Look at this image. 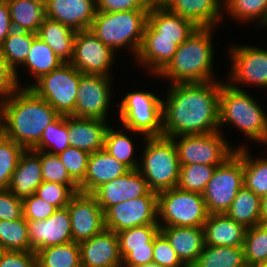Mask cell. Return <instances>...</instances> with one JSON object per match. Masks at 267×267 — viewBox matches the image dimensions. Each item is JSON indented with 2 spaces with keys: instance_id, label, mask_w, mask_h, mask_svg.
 I'll use <instances>...</instances> for the list:
<instances>
[{
  "instance_id": "be15d7a7",
  "label": "cell",
  "mask_w": 267,
  "mask_h": 267,
  "mask_svg": "<svg viewBox=\"0 0 267 267\" xmlns=\"http://www.w3.org/2000/svg\"><path fill=\"white\" fill-rule=\"evenodd\" d=\"M242 267H255V265L244 264Z\"/></svg>"
},
{
  "instance_id": "52a82bcc",
  "label": "cell",
  "mask_w": 267,
  "mask_h": 267,
  "mask_svg": "<svg viewBox=\"0 0 267 267\" xmlns=\"http://www.w3.org/2000/svg\"><path fill=\"white\" fill-rule=\"evenodd\" d=\"M162 101L152 91L128 92L121 103H117L119 121L128 130L125 133H137L143 139L163 136Z\"/></svg>"
},
{
  "instance_id": "836d02e7",
  "label": "cell",
  "mask_w": 267,
  "mask_h": 267,
  "mask_svg": "<svg viewBox=\"0 0 267 267\" xmlns=\"http://www.w3.org/2000/svg\"><path fill=\"white\" fill-rule=\"evenodd\" d=\"M61 61L54 51L41 40L38 36L33 40L30 53L25 62L21 65L33 75L34 80H38L41 76L49 74L54 69L58 68Z\"/></svg>"
},
{
  "instance_id": "5b68a950",
  "label": "cell",
  "mask_w": 267,
  "mask_h": 267,
  "mask_svg": "<svg viewBox=\"0 0 267 267\" xmlns=\"http://www.w3.org/2000/svg\"><path fill=\"white\" fill-rule=\"evenodd\" d=\"M148 12L149 10L97 11L89 29L114 52L126 48L136 57L142 44Z\"/></svg>"
},
{
  "instance_id": "1f68e13d",
  "label": "cell",
  "mask_w": 267,
  "mask_h": 267,
  "mask_svg": "<svg viewBox=\"0 0 267 267\" xmlns=\"http://www.w3.org/2000/svg\"><path fill=\"white\" fill-rule=\"evenodd\" d=\"M260 200L261 197L243 186L238 191L226 214L247 229L261 224Z\"/></svg>"
},
{
  "instance_id": "7402d4cb",
  "label": "cell",
  "mask_w": 267,
  "mask_h": 267,
  "mask_svg": "<svg viewBox=\"0 0 267 267\" xmlns=\"http://www.w3.org/2000/svg\"><path fill=\"white\" fill-rule=\"evenodd\" d=\"M108 120L67 116L70 146L89 153L104 149Z\"/></svg>"
},
{
  "instance_id": "83f0119b",
  "label": "cell",
  "mask_w": 267,
  "mask_h": 267,
  "mask_svg": "<svg viewBox=\"0 0 267 267\" xmlns=\"http://www.w3.org/2000/svg\"><path fill=\"white\" fill-rule=\"evenodd\" d=\"M147 22L157 31V38L177 39L178 46L198 28L193 21L171 13L165 7L150 8Z\"/></svg>"
},
{
  "instance_id": "d4e9b609",
  "label": "cell",
  "mask_w": 267,
  "mask_h": 267,
  "mask_svg": "<svg viewBox=\"0 0 267 267\" xmlns=\"http://www.w3.org/2000/svg\"><path fill=\"white\" fill-rule=\"evenodd\" d=\"M130 169L105 149L90 153L84 180L79 184L83 193H92L101 184L125 175Z\"/></svg>"
},
{
  "instance_id": "7dc6e473",
  "label": "cell",
  "mask_w": 267,
  "mask_h": 267,
  "mask_svg": "<svg viewBox=\"0 0 267 267\" xmlns=\"http://www.w3.org/2000/svg\"><path fill=\"white\" fill-rule=\"evenodd\" d=\"M153 263L169 267L185 266L167 239L159 232L154 238Z\"/></svg>"
},
{
  "instance_id": "4dcf8cb0",
  "label": "cell",
  "mask_w": 267,
  "mask_h": 267,
  "mask_svg": "<svg viewBox=\"0 0 267 267\" xmlns=\"http://www.w3.org/2000/svg\"><path fill=\"white\" fill-rule=\"evenodd\" d=\"M247 147L242 144L235 150L243 159L244 187L262 197L267 195V157L254 158Z\"/></svg>"
},
{
  "instance_id": "ffe728a7",
  "label": "cell",
  "mask_w": 267,
  "mask_h": 267,
  "mask_svg": "<svg viewBox=\"0 0 267 267\" xmlns=\"http://www.w3.org/2000/svg\"><path fill=\"white\" fill-rule=\"evenodd\" d=\"M177 49V39L157 38V31L147 22L141 47L133 59L156 76L168 65Z\"/></svg>"
},
{
  "instance_id": "9f6ffc18",
  "label": "cell",
  "mask_w": 267,
  "mask_h": 267,
  "mask_svg": "<svg viewBox=\"0 0 267 267\" xmlns=\"http://www.w3.org/2000/svg\"><path fill=\"white\" fill-rule=\"evenodd\" d=\"M13 30L11 24L10 11L6 0H0V47L4 43L5 38Z\"/></svg>"
},
{
  "instance_id": "7bdbcfd3",
  "label": "cell",
  "mask_w": 267,
  "mask_h": 267,
  "mask_svg": "<svg viewBox=\"0 0 267 267\" xmlns=\"http://www.w3.org/2000/svg\"><path fill=\"white\" fill-rule=\"evenodd\" d=\"M245 264L257 265L267 260V224L248 228L243 243Z\"/></svg>"
},
{
  "instance_id": "e7e4bbea",
  "label": "cell",
  "mask_w": 267,
  "mask_h": 267,
  "mask_svg": "<svg viewBox=\"0 0 267 267\" xmlns=\"http://www.w3.org/2000/svg\"><path fill=\"white\" fill-rule=\"evenodd\" d=\"M262 27L264 28H267V19L265 20L264 24L262 25Z\"/></svg>"
},
{
  "instance_id": "f35d334b",
  "label": "cell",
  "mask_w": 267,
  "mask_h": 267,
  "mask_svg": "<svg viewBox=\"0 0 267 267\" xmlns=\"http://www.w3.org/2000/svg\"><path fill=\"white\" fill-rule=\"evenodd\" d=\"M0 246L2 250L31 251L28 224L18 220H0Z\"/></svg>"
},
{
  "instance_id": "6125c7cd",
  "label": "cell",
  "mask_w": 267,
  "mask_h": 267,
  "mask_svg": "<svg viewBox=\"0 0 267 267\" xmlns=\"http://www.w3.org/2000/svg\"><path fill=\"white\" fill-rule=\"evenodd\" d=\"M255 267H267V260L255 265Z\"/></svg>"
},
{
  "instance_id": "816d5d0a",
  "label": "cell",
  "mask_w": 267,
  "mask_h": 267,
  "mask_svg": "<svg viewBox=\"0 0 267 267\" xmlns=\"http://www.w3.org/2000/svg\"><path fill=\"white\" fill-rule=\"evenodd\" d=\"M146 0H96V11L119 12L129 10H149Z\"/></svg>"
},
{
  "instance_id": "8992f818",
  "label": "cell",
  "mask_w": 267,
  "mask_h": 267,
  "mask_svg": "<svg viewBox=\"0 0 267 267\" xmlns=\"http://www.w3.org/2000/svg\"><path fill=\"white\" fill-rule=\"evenodd\" d=\"M144 141L145 147L137 170L147 181L149 189L159 193L175 188L181 165L173 139L159 136L145 137Z\"/></svg>"
},
{
  "instance_id": "c3c4849f",
  "label": "cell",
  "mask_w": 267,
  "mask_h": 267,
  "mask_svg": "<svg viewBox=\"0 0 267 267\" xmlns=\"http://www.w3.org/2000/svg\"><path fill=\"white\" fill-rule=\"evenodd\" d=\"M22 202L23 218L26 221L45 220L57 210L54 205L48 203L43 199H40L35 194H32L30 197L24 198Z\"/></svg>"
},
{
  "instance_id": "f6af8a7d",
  "label": "cell",
  "mask_w": 267,
  "mask_h": 267,
  "mask_svg": "<svg viewBox=\"0 0 267 267\" xmlns=\"http://www.w3.org/2000/svg\"><path fill=\"white\" fill-rule=\"evenodd\" d=\"M58 156L70 177L79 185L86 175L90 153L69 146L62 153L58 154Z\"/></svg>"
},
{
  "instance_id": "94428289",
  "label": "cell",
  "mask_w": 267,
  "mask_h": 267,
  "mask_svg": "<svg viewBox=\"0 0 267 267\" xmlns=\"http://www.w3.org/2000/svg\"><path fill=\"white\" fill-rule=\"evenodd\" d=\"M138 267H169V266H163V265H157V264H147V265H144V266H138Z\"/></svg>"
},
{
  "instance_id": "bcb514c9",
  "label": "cell",
  "mask_w": 267,
  "mask_h": 267,
  "mask_svg": "<svg viewBox=\"0 0 267 267\" xmlns=\"http://www.w3.org/2000/svg\"><path fill=\"white\" fill-rule=\"evenodd\" d=\"M74 194L67 185L44 181L35 191V195L54 205L57 209L67 207Z\"/></svg>"
},
{
  "instance_id": "e0dca14e",
  "label": "cell",
  "mask_w": 267,
  "mask_h": 267,
  "mask_svg": "<svg viewBox=\"0 0 267 267\" xmlns=\"http://www.w3.org/2000/svg\"><path fill=\"white\" fill-rule=\"evenodd\" d=\"M102 210L105 212L110 206L126 200L142 196H157L149 189L147 181L137 170H130L125 175L101 184L91 193Z\"/></svg>"
},
{
  "instance_id": "ee69618b",
  "label": "cell",
  "mask_w": 267,
  "mask_h": 267,
  "mask_svg": "<svg viewBox=\"0 0 267 267\" xmlns=\"http://www.w3.org/2000/svg\"><path fill=\"white\" fill-rule=\"evenodd\" d=\"M44 182L67 185L74 193L80 192L79 185L70 177L58 155L40 151Z\"/></svg>"
},
{
  "instance_id": "2e32d148",
  "label": "cell",
  "mask_w": 267,
  "mask_h": 267,
  "mask_svg": "<svg viewBox=\"0 0 267 267\" xmlns=\"http://www.w3.org/2000/svg\"><path fill=\"white\" fill-rule=\"evenodd\" d=\"M67 208L74 242L88 240L105 229L104 211L91 193H75Z\"/></svg>"
},
{
  "instance_id": "f907efd6",
  "label": "cell",
  "mask_w": 267,
  "mask_h": 267,
  "mask_svg": "<svg viewBox=\"0 0 267 267\" xmlns=\"http://www.w3.org/2000/svg\"><path fill=\"white\" fill-rule=\"evenodd\" d=\"M23 202L8 189L0 190V220H18L23 217Z\"/></svg>"
},
{
  "instance_id": "484cf974",
  "label": "cell",
  "mask_w": 267,
  "mask_h": 267,
  "mask_svg": "<svg viewBox=\"0 0 267 267\" xmlns=\"http://www.w3.org/2000/svg\"><path fill=\"white\" fill-rule=\"evenodd\" d=\"M222 7L218 0H170L165 6L171 13L193 21L198 27H216L221 23Z\"/></svg>"
},
{
  "instance_id": "4316f807",
  "label": "cell",
  "mask_w": 267,
  "mask_h": 267,
  "mask_svg": "<svg viewBox=\"0 0 267 267\" xmlns=\"http://www.w3.org/2000/svg\"><path fill=\"white\" fill-rule=\"evenodd\" d=\"M246 230L226 213L209 214L203 224L205 245L243 247Z\"/></svg>"
},
{
  "instance_id": "9a60e30c",
  "label": "cell",
  "mask_w": 267,
  "mask_h": 267,
  "mask_svg": "<svg viewBox=\"0 0 267 267\" xmlns=\"http://www.w3.org/2000/svg\"><path fill=\"white\" fill-rule=\"evenodd\" d=\"M105 228L116 233L136 226L158 224L157 196H142L110 206L105 212Z\"/></svg>"
},
{
  "instance_id": "03108f58",
  "label": "cell",
  "mask_w": 267,
  "mask_h": 267,
  "mask_svg": "<svg viewBox=\"0 0 267 267\" xmlns=\"http://www.w3.org/2000/svg\"><path fill=\"white\" fill-rule=\"evenodd\" d=\"M265 145H267V130H266V134H265Z\"/></svg>"
},
{
  "instance_id": "db71d44e",
  "label": "cell",
  "mask_w": 267,
  "mask_h": 267,
  "mask_svg": "<svg viewBox=\"0 0 267 267\" xmlns=\"http://www.w3.org/2000/svg\"><path fill=\"white\" fill-rule=\"evenodd\" d=\"M25 149L0 132V166H17Z\"/></svg>"
},
{
  "instance_id": "b9f144b4",
  "label": "cell",
  "mask_w": 267,
  "mask_h": 267,
  "mask_svg": "<svg viewBox=\"0 0 267 267\" xmlns=\"http://www.w3.org/2000/svg\"><path fill=\"white\" fill-rule=\"evenodd\" d=\"M216 166L219 165L198 163L181 165L176 187L180 190L203 194Z\"/></svg>"
},
{
  "instance_id": "91938a15",
  "label": "cell",
  "mask_w": 267,
  "mask_h": 267,
  "mask_svg": "<svg viewBox=\"0 0 267 267\" xmlns=\"http://www.w3.org/2000/svg\"><path fill=\"white\" fill-rule=\"evenodd\" d=\"M150 8L165 7L170 0H146Z\"/></svg>"
},
{
  "instance_id": "3957f363",
  "label": "cell",
  "mask_w": 267,
  "mask_h": 267,
  "mask_svg": "<svg viewBox=\"0 0 267 267\" xmlns=\"http://www.w3.org/2000/svg\"><path fill=\"white\" fill-rule=\"evenodd\" d=\"M215 27H198L180 46L168 65L157 78H166L170 84L216 81L214 77L213 30ZM168 78V79H167ZM215 78V79H214Z\"/></svg>"
},
{
  "instance_id": "7c38bea8",
  "label": "cell",
  "mask_w": 267,
  "mask_h": 267,
  "mask_svg": "<svg viewBox=\"0 0 267 267\" xmlns=\"http://www.w3.org/2000/svg\"><path fill=\"white\" fill-rule=\"evenodd\" d=\"M229 49L232 68L227 83L234 88L246 84L267 89V49L240 44Z\"/></svg>"
},
{
  "instance_id": "277c9868",
  "label": "cell",
  "mask_w": 267,
  "mask_h": 267,
  "mask_svg": "<svg viewBox=\"0 0 267 267\" xmlns=\"http://www.w3.org/2000/svg\"><path fill=\"white\" fill-rule=\"evenodd\" d=\"M264 111L260 103L242 87L234 88L221 81L219 131L222 132L224 125L232 124L251 141L263 144L267 130V113Z\"/></svg>"
},
{
  "instance_id": "d590c367",
  "label": "cell",
  "mask_w": 267,
  "mask_h": 267,
  "mask_svg": "<svg viewBox=\"0 0 267 267\" xmlns=\"http://www.w3.org/2000/svg\"><path fill=\"white\" fill-rule=\"evenodd\" d=\"M243 247L205 245L192 267H242Z\"/></svg>"
},
{
  "instance_id": "4fadbf2b",
  "label": "cell",
  "mask_w": 267,
  "mask_h": 267,
  "mask_svg": "<svg viewBox=\"0 0 267 267\" xmlns=\"http://www.w3.org/2000/svg\"><path fill=\"white\" fill-rule=\"evenodd\" d=\"M115 52L90 30L76 31L70 63L82 74L111 77Z\"/></svg>"
},
{
  "instance_id": "44dd1931",
  "label": "cell",
  "mask_w": 267,
  "mask_h": 267,
  "mask_svg": "<svg viewBox=\"0 0 267 267\" xmlns=\"http://www.w3.org/2000/svg\"><path fill=\"white\" fill-rule=\"evenodd\" d=\"M46 17L75 31L89 29L96 14V0H44Z\"/></svg>"
},
{
  "instance_id": "ac0fdd59",
  "label": "cell",
  "mask_w": 267,
  "mask_h": 267,
  "mask_svg": "<svg viewBox=\"0 0 267 267\" xmlns=\"http://www.w3.org/2000/svg\"><path fill=\"white\" fill-rule=\"evenodd\" d=\"M31 252L61 245L72 240L71 220L68 208H58L45 220L27 221Z\"/></svg>"
},
{
  "instance_id": "d6986e66",
  "label": "cell",
  "mask_w": 267,
  "mask_h": 267,
  "mask_svg": "<svg viewBox=\"0 0 267 267\" xmlns=\"http://www.w3.org/2000/svg\"><path fill=\"white\" fill-rule=\"evenodd\" d=\"M81 267H122L117 233L104 229L79 243Z\"/></svg>"
},
{
  "instance_id": "9c48e42d",
  "label": "cell",
  "mask_w": 267,
  "mask_h": 267,
  "mask_svg": "<svg viewBox=\"0 0 267 267\" xmlns=\"http://www.w3.org/2000/svg\"><path fill=\"white\" fill-rule=\"evenodd\" d=\"M79 81L80 72L70 62H64L26 88L48 102L59 115L73 116Z\"/></svg>"
},
{
  "instance_id": "6da1fadb",
  "label": "cell",
  "mask_w": 267,
  "mask_h": 267,
  "mask_svg": "<svg viewBox=\"0 0 267 267\" xmlns=\"http://www.w3.org/2000/svg\"><path fill=\"white\" fill-rule=\"evenodd\" d=\"M169 85L168 95L162 101L163 136L219 131L220 80Z\"/></svg>"
},
{
  "instance_id": "f546056e",
  "label": "cell",
  "mask_w": 267,
  "mask_h": 267,
  "mask_svg": "<svg viewBox=\"0 0 267 267\" xmlns=\"http://www.w3.org/2000/svg\"><path fill=\"white\" fill-rule=\"evenodd\" d=\"M37 36L48 44L61 61H71L76 36L75 30L46 17L38 29Z\"/></svg>"
},
{
  "instance_id": "74e56055",
  "label": "cell",
  "mask_w": 267,
  "mask_h": 267,
  "mask_svg": "<svg viewBox=\"0 0 267 267\" xmlns=\"http://www.w3.org/2000/svg\"><path fill=\"white\" fill-rule=\"evenodd\" d=\"M223 9L238 23L256 22L262 27L267 19V0H228Z\"/></svg>"
},
{
  "instance_id": "680465c9",
  "label": "cell",
  "mask_w": 267,
  "mask_h": 267,
  "mask_svg": "<svg viewBox=\"0 0 267 267\" xmlns=\"http://www.w3.org/2000/svg\"><path fill=\"white\" fill-rule=\"evenodd\" d=\"M260 222L267 224V195L262 196L260 200Z\"/></svg>"
},
{
  "instance_id": "e575fe53",
  "label": "cell",
  "mask_w": 267,
  "mask_h": 267,
  "mask_svg": "<svg viewBox=\"0 0 267 267\" xmlns=\"http://www.w3.org/2000/svg\"><path fill=\"white\" fill-rule=\"evenodd\" d=\"M38 267H81L80 246L74 241L36 252Z\"/></svg>"
},
{
  "instance_id": "5bb4252c",
  "label": "cell",
  "mask_w": 267,
  "mask_h": 267,
  "mask_svg": "<svg viewBox=\"0 0 267 267\" xmlns=\"http://www.w3.org/2000/svg\"><path fill=\"white\" fill-rule=\"evenodd\" d=\"M111 78L80 72L74 117L108 119L107 114H109L113 93Z\"/></svg>"
},
{
  "instance_id": "f1b7e54d",
  "label": "cell",
  "mask_w": 267,
  "mask_h": 267,
  "mask_svg": "<svg viewBox=\"0 0 267 267\" xmlns=\"http://www.w3.org/2000/svg\"><path fill=\"white\" fill-rule=\"evenodd\" d=\"M13 30L37 34L46 18L44 0H6Z\"/></svg>"
},
{
  "instance_id": "603a6c76",
  "label": "cell",
  "mask_w": 267,
  "mask_h": 267,
  "mask_svg": "<svg viewBox=\"0 0 267 267\" xmlns=\"http://www.w3.org/2000/svg\"><path fill=\"white\" fill-rule=\"evenodd\" d=\"M160 233L175 250L181 262L192 267L205 247L203 227L160 226Z\"/></svg>"
},
{
  "instance_id": "6f0895ef",
  "label": "cell",
  "mask_w": 267,
  "mask_h": 267,
  "mask_svg": "<svg viewBox=\"0 0 267 267\" xmlns=\"http://www.w3.org/2000/svg\"><path fill=\"white\" fill-rule=\"evenodd\" d=\"M16 166H0V190L9 189Z\"/></svg>"
},
{
  "instance_id": "681fc988",
  "label": "cell",
  "mask_w": 267,
  "mask_h": 267,
  "mask_svg": "<svg viewBox=\"0 0 267 267\" xmlns=\"http://www.w3.org/2000/svg\"><path fill=\"white\" fill-rule=\"evenodd\" d=\"M0 267H38L37 255L31 251L3 250Z\"/></svg>"
},
{
  "instance_id": "cb8c5ba5",
  "label": "cell",
  "mask_w": 267,
  "mask_h": 267,
  "mask_svg": "<svg viewBox=\"0 0 267 267\" xmlns=\"http://www.w3.org/2000/svg\"><path fill=\"white\" fill-rule=\"evenodd\" d=\"M42 182L40 150L25 149L19 157L8 190L23 200L35 194Z\"/></svg>"
},
{
  "instance_id": "003e7915",
  "label": "cell",
  "mask_w": 267,
  "mask_h": 267,
  "mask_svg": "<svg viewBox=\"0 0 267 267\" xmlns=\"http://www.w3.org/2000/svg\"><path fill=\"white\" fill-rule=\"evenodd\" d=\"M219 2H223L222 4L225 5V3L228 1V0H218Z\"/></svg>"
},
{
  "instance_id": "7a4b0ae2",
  "label": "cell",
  "mask_w": 267,
  "mask_h": 267,
  "mask_svg": "<svg viewBox=\"0 0 267 267\" xmlns=\"http://www.w3.org/2000/svg\"><path fill=\"white\" fill-rule=\"evenodd\" d=\"M59 116L48 102L25 86L0 101L1 132L24 149H33L46 127Z\"/></svg>"
},
{
  "instance_id": "d6a6232c",
  "label": "cell",
  "mask_w": 267,
  "mask_h": 267,
  "mask_svg": "<svg viewBox=\"0 0 267 267\" xmlns=\"http://www.w3.org/2000/svg\"><path fill=\"white\" fill-rule=\"evenodd\" d=\"M36 37L37 34L31 32L12 30L0 47L3 58L15 71L19 87H21V83H19V72H17L19 71L18 65L21 66L25 62Z\"/></svg>"
},
{
  "instance_id": "8fae6325",
  "label": "cell",
  "mask_w": 267,
  "mask_h": 267,
  "mask_svg": "<svg viewBox=\"0 0 267 267\" xmlns=\"http://www.w3.org/2000/svg\"><path fill=\"white\" fill-rule=\"evenodd\" d=\"M178 152L180 165H222L235 149L227 142L223 132L181 135L172 137Z\"/></svg>"
},
{
  "instance_id": "11a10c76",
  "label": "cell",
  "mask_w": 267,
  "mask_h": 267,
  "mask_svg": "<svg viewBox=\"0 0 267 267\" xmlns=\"http://www.w3.org/2000/svg\"><path fill=\"white\" fill-rule=\"evenodd\" d=\"M154 243L149 248L133 249L122 258V267H138L153 263Z\"/></svg>"
},
{
  "instance_id": "8d00e7d4",
  "label": "cell",
  "mask_w": 267,
  "mask_h": 267,
  "mask_svg": "<svg viewBox=\"0 0 267 267\" xmlns=\"http://www.w3.org/2000/svg\"><path fill=\"white\" fill-rule=\"evenodd\" d=\"M124 130V127L116 130L110 126L106 132L104 149L130 170L138 169L139 161L133 156L136 152L134 143Z\"/></svg>"
},
{
  "instance_id": "60d3db41",
  "label": "cell",
  "mask_w": 267,
  "mask_h": 267,
  "mask_svg": "<svg viewBox=\"0 0 267 267\" xmlns=\"http://www.w3.org/2000/svg\"><path fill=\"white\" fill-rule=\"evenodd\" d=\"M70 146L67 130V116L60 115L43 131L40 142L33 150L45 151L58 155Z\"/></svg>"
},
{
  "instance_id": "f5cc1de1",
  "label": "cell",
  "mask_w": 267,
  "mask_h": 267,
  "mask_svg": "<svg viewBox=\"0 0 267 267\" xmlns=\"http://www.w3.org/2000/svg\"><path fill=\"white\" fill-rule=\"evenodd\" d=\"M18 88L15 71L3 58L0 48V101L7 99Z\"/></svg>"
},
{
  "instance_id": "ab89813d",
  "label": "cell",
  "mask_w": 267,
  "mask_h": 267,
  "mask_svg": "<svg viewBox=\"0 0 267 267\" xmlns=\"http://www.w3.org/2000/svg\"><path fill=\"white\" fill-rule=\"evenodd\" d=\"M159 232V224H146L118 232L121 258L133 249L149 248V243H154V238Z\"/></svg>"
},
{
  "instance_id": "ba28073f",
  "label": "cell",
  "mask_w": 267,
  "mask_h": 267,
  "mask_svg": "<svg viewBox=\"0 0 267 267\" xmlns=\"http://www.w3.org/2000/svg\"><path fill=\"white\" fill-rule=\"evenodd\" d=\"M160 226L203 227L209 215L202 194L177 187L157 193Z\"/></svg>"
},
{
  "instance_id": "30bf717a",
  "label": "cell",
  "mask_w": 267,
  "mask_h": 267,
  "mask_svg": "<svg viewBox=\"0 0 267 267\" xmlns=\"http://www.w3.org/2000/svg\"><path fill=\"white\" fill-rule=\"evenodd\" d=\"M243 186V159L235 152L216 166L202 194L208 213H226Z\"/></svg>"
}]
</instances>
